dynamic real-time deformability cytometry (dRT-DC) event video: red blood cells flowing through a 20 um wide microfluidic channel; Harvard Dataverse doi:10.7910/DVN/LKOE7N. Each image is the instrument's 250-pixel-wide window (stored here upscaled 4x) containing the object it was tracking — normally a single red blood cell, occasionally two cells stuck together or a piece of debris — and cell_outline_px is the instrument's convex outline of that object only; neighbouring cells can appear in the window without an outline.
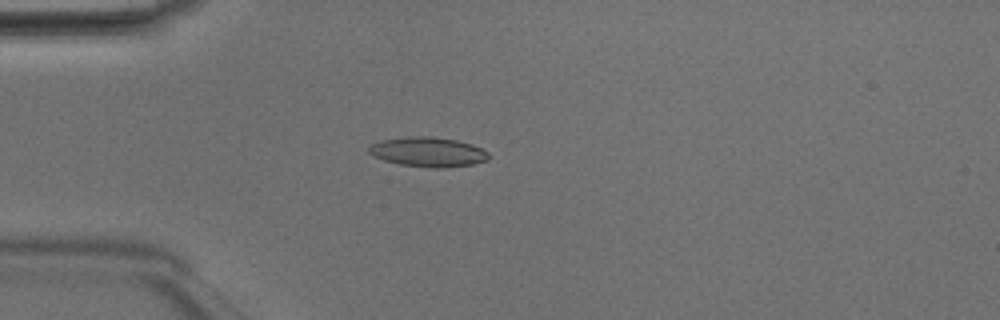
{"species": "Egyptian fruit bat (a non-hibernating species)", "species_latin": "Rousettus aegyptiacus", "temperature_condition": "room temperature", "stored_images_in_passage": 48, "camera_frame_rate_fps": 3000, "um_per_image_px": 0.085, "animal": {"sex": "male"}, "frame": {"image": 1, "passage_image": 13, "time_ms": 4.0, "image_size_px": [1000, 320], "cell_outline_px": [[488, 160], [472, 164], [440, 168], [432, 168], [400, 164], [384, 160], [372, 156], [368, 152], [368, 148], [372, 144], [380, 140], [408, 136], [428, 136], [456, 140], [472, 144], [488, 152]], "centroid_in_image_um": [36.35, 12.91], "position_along_channel_um": 48.6, "area_um2": 20.63}}
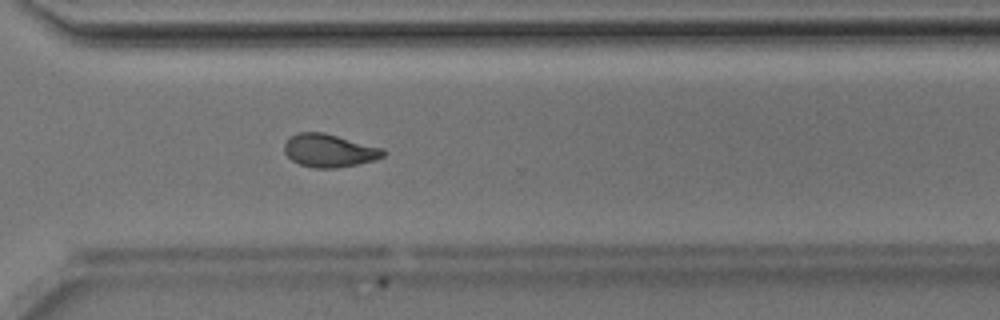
{"frame": {"image": 2, "passage_image": 35, "time_ms": 11.333, "image_size_px": [1000, 320], "cell_outline_px": [[384, 156], [372, 160], [356, 164], [336, 168], [312, 168], [300, 164], [292, 160], [284, 152], [284, 144], [296, 132], [324, 132], [384, 148]], "centroid_in_image_um": [27.97, 12.79], "position_along_channel_um": 342.6, "area_um2": 18.96}}
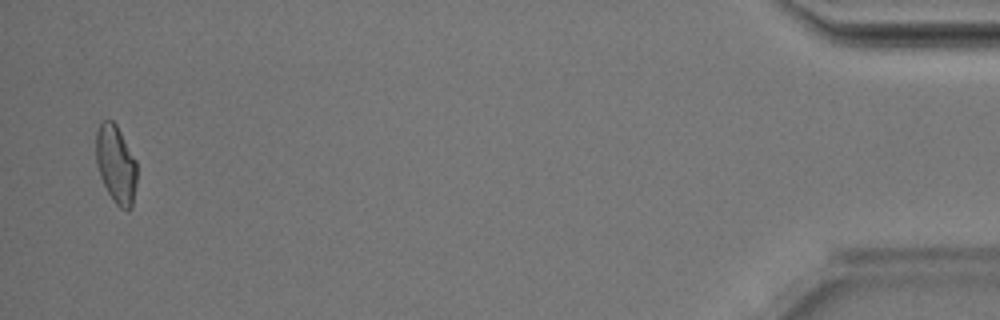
{"frame": {"image": 3, "passage_image": 47, "time_ms": 15.333, "image_size_px": [1000, 320], "cell_outline_px": [[136, 184], [132, 208], [128, 212], [120, 208], [116, 204], [108, 192], [100, 176], [96, 164], [96, 132], [100, 120], [112, 120], [116, 124], [136, 160]], "centroid_in_image_um": [9.85, 13.97], "position_along_channel_um": 425.3, "area_um2": 18.73}, "authors_computed_cell_mechanics": {"area_um2": 19.1896, "velocity_mm_per_s": 4.208, "shape_relaxation_time_tau1_ms": 4.0967, "shape_relaxation_time_tau2_ms": 2.648, "deformation_change_tau1": 0.1369, "deformation_change_tau2": 0.0811}}